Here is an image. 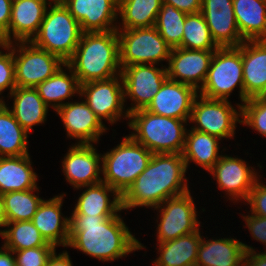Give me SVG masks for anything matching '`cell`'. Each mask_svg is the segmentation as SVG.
Returning a JSON list of instances; mask_svg holds the SVG:
<instances>
[{
	"label": "cell",
	"mask_w": 266,
	"mask_h": 266,
	"mask_svg": "<svg viewBox=\"0 0 266 266\" xmlns=\"http://www.w3.org/2000/svg\"><path fill=\"white\" fill-rule=\"evenodd\" d=\"M119 78L123 81L124 97L128 95L134 102L133 107L124 114L125 118H129L130 113L149 105L168 76L167 68L159 69L153 64H135L122 68Z\"/></svg>",
	"instance_id": "cell-11"
},
{
	"label": "cell",
	"mask_w": 266,
	"mask_h": 266,
	"mask_svg": "<svg viewBox=\"0 0 266 266\" xmlns=\"http://www.w3.org/2000/svg\"><path fill=\"white\" fill-rule=\"evenodd\" d=\"M250 168L242 159L221 155L209 172L217 179L218 187L232 196L231 199L237 201L241 198L246 201L250 190L258 180L257 174Z\"/></svg>",
	"instance_id": "cell-19"
},
{
	"label": "cell",
	"mask_w": 266,
	"mask_h": 266,
	"mask_svg": "<svg viewBox=\"0 0 266 266\" xmlns=\"http://www.w3.org/2000/svg\"><path fill=\"white\" fill-rule=\"evenodd\" d=\"M79 197L72 214L90 215V216H116L122 209L121 195L107 183L100 182L95 185H88ZM114 196L110 202L109 195Z\"/></svg>",
	"instance_id": "cell-25"
},
{
	"label": "cell",
	"mask_w": 266,
	"mask_h": 266,
	"mask_svg": "<svg viewBox=\"0 0 266 266\" xmlns=\"http://www.w3.org/2000/svg\"><path fill=\"white\" fill-rule=\"evenodd\" d=\"M64 66L68 70L70 69V76L60 67L51 77L35 87L44 103L48 107L51 104L55 111L65 104L62 103L63 100L69 99L75 93H80V85L76 75L66 63ZM52 102L56 104H52Z\"/></svg>",
	"instance_id": "cell-32"
},
{
	"label": "cell",
	"mask_w": 266,
	"mask_h": 266,
	"mask_svg": "<svg viewBox=\"0 0 266 266\" xmlns=\"http://www.w3.org/2000/svg\"><path fill=\"white\" fill-rule=\"evenodd\" d=\"M200 12L219 47H238L244 42L235 20L233 0H202Z\"/></svg>",
	"instance_id": "cell-16"
},
{
	"label": "cell",
	"mask_w": 266,
	"mask_h": 266,
	"mask_svg": "<svg viewBox=\"0 0 266 266\" xmlns=\"http://www.w3.org/2000/svg\"><path fill=\"white\" fill-rule=\"evenodd\" d=\"M244 102L266 96V40L244 41L241 44Z\"/></svg>",
	"instance_id": "cell-21"
},
{
	"label": "cell",
	"mask_w": 266,
	"mask_h": 266,
	"mask_svg": "<svg viewBox=\"0 0 266 266\" xmlns=\"http://www.w3.org/2000/svg\"><path fill=\"white\" fill-rule=\"evenodd\" d=\"M13 254V251L2 247L0 249V266H16Z\"/></svg>",
	"instance_id": "cell-47"
},
{
	"label": "cell",
	"mask_w": 266,
	"mask_h": 266,
	"mask_svg": "<svg viewBox=\"0 0 266 266\" xmlns=\"http://www.w3.org/2000/svg\"><path fill=\"white\" fill-rule=\"evenodd\" d=\"M37 175L31 167L29 154L0 157V194L35 189Z\"/></svg>",
	"instance_id": "cell-27"
},
{
	"label": "cell",
	"mask_w": 266,
	"mask_h": 266,
	"mask_svg": "<svg viewBox=\"0 0 266 266\" xmlns=\"http://www.w3.org/2000/svg\"><path fill=\"white\" fill-rule=\"evenodd\" d=\"M129 127L137 133L130 137L153 154H181L186 137L185 120L153 114L140 109L129 114Z\"/></svg>",
	"instance_id": "cell-4"
},
{
	"label": "cell",
	"mask_w": 266,
	"mask_h": 266,
	"mask_svg": "<svg viewBox=\"0 0 266 266\" xmlns=\"http://www.w3.org/2000/svg\"><path fill=\"white\" fill-rule=\"evenodd\" d=\"M8 221L5 215V210H4V201L3 197L0 194V227H6Z\"/></svg>",
	"instance_id": "cell-48"
},
{
	"label": "cell",
	"mask_w": 266,
	"mask_h": 266,
	"mask_svg": "<svg viewBox=\"0 0 266 266\" xmlns=\"http://www.w3.org/2000/svg\"><path fill=\"white\" fill-rule=\"evenodd\" d=\"M29 189L23 191H11L2 194L4 210L8 222L32 220L43 199L39 198Z\"/></svg>",
	"instance_id": "cell-36"
},
{
	"label": "cell",
	"mask_w": 266,
	"mask_h": 266,
	"mask_svg": "<svg viewBox=\"0 0 266 266\" xmlns=\"http://www.w3.org/2000/svg\"><path fill=\"white\" fill-rule=\"evenodd\" d=\"M189 132H186L185 145L181 153L186 167L190 161H193L210 171L221 157L218 155V140L220 139L194 129L189 130Z\"/></svg>",
	"instance_id": "cell-30"
},
{
	"label": "cell",
	"mask_w": 266,
	"mask_h": 266,
	"mask_svg": "<svg viewBox=\"0 0 266 266\" xmlns=\"http://www.w3.org/2000/svg\"><path fill=\"white\" fill-rule=\"evenodd\" d=\"M202 237L199 230L177 239L159 243L160 256L155 266H195Z\"/></svg>",
	"instance_id": "cell-29"
},
{
	"label": "cell",
	"mask_w": 266,
	"mask_h": 266,
	"mask_svg": "<svg viewBox=\"0 0 266 266\" xmlns=\"http://www.w3.org/2000/svg\"><path fill=\"white\" fill-rule=\"evenodd\" d=\"M46 266H72V262L68 253L65 251L62 254L56 255L55 251L48 259Z\"/></svg>",
	"instance_id": "cell-46"
},
{
	"label": "cell",
	"mask_w": 266,
	"mask_h": 266,
	"mask_svg": "<svg viewBox=\"0 0 266 266\" xmlns=\"http://www.w3.org/2000/svg\"><path fill=\"white\" fill-rule=\"evenodd\" d=\"M12 0H0V37L8 44V28L11 19Z\"/></svg>",
	"instance_id": "cell-43"
},
{
	"label": "cell",
	"mask_w": 266,
	"mask_h": 266,
	"mask_svg": "<svg viewBox=\"0 0 266 266\" xmlns=\"http://www.w3.org/2000/svg\"><path fill=\"white\" fill-rule=\"evenodd\" d=\"M214 52L215 50L173 48L168 61V79L190 85L198 91L206 80Z\"/></svg>",
	"instance_id": "cell-14"
},
{
	"label": "cell",
	"mask_w": 266,
	"mask_h": 266,
	"mask_svg": "<svg viewBox=\"0 0 266 266\" xmlns=\"http://www.w3.org/2000/svg\"><path fill=\"white\" fill-rule=\"evenodd\" d=\"M66 64L76 75L79 85L121 75L117 30L82 33L75 52Z\"/></svg>",
	"instance_id": "cell-3"
},
{
	"label": "cell",
	"mask_w": 266,
	"mask_h": 266,
	"mask_svg": "<svg viewBox=\"0 0 266 266\" xmlns=\"http://www.w3.org/2000/svg\"><path fill=\"white\" fill-rule=\"evenodd\" d=\"M233 9L244 41L266 40V0H233Z\"/></svg>",
	"instance_id": "cell-26"
},
{
	"label": "cell",
	"mask_w": 266,
	"mask_h": 266,
	"mask_svg": "<svg viewBox=\"0 0 266 266\" xmlns=\"http://www.w3.org/2000/svg\"><path fill=\"white\" fill-rule=\"evenodd\" d=\"M162 0H118L121 29L150 28L155 26Z\"/></svg>",
	"instance_id": "cell-33"
},
{
	"label": "cell",
	"mask_w": 266,
	"mask_h": 266,
	"mask_svg": "<svg viewBox=\"0 0 266 266\" xmlns=\"http://www.w3.org/2000/svg\"><path fill=\"white\" fill-rule=\"evenodd\" d=\"M186 171L182 154H153L145 170L121 196L122 209L155 208L169 198L189 192Z\"/></svg>",
	"instance_id": "cell-2"
},
{
	"label": "cell",
	"mask_w": 266,
	"mask_h": 266,
	"mask_svg": "<svg viewBox=\"0 0 266 266\" xmlns=\"http://www.w3.org/2000/svg\"><path fill=\"white\" fill-rule=\"evenodd\" d=\"M56 112L64 123L67 136L79 139L78 143H97L100 135L107 130L85 101L66 102Z\"/></svg>",
	"instance_id": "cell-20"
},
{
	"label": "cell",
	"mask_w": 266,
	"mask_h": 266,
	"mask_svg": "<svg viewBox=\"0 0 266 266\" xmlns=\"http://www.w3.org/2000/svg\"><path fill=\"white\" fill-rule=\"evenodd\" d=\"M63 195L43 200L31 220L44 239L55 247H67L69 243L70 217H61L60 212Z\"/></svg>",
	"instance_id": "cell-22"
},
{
	"label": "cell",
	"mask_w": 266,
	"mask_h": 266,
	"mask_svg": "<svg viewBox=\"0 0 266 266\" xmlns=\"http://www.w3.org/2000/svg\"><path fill=\"white\" fill-rule=\"evenodd\" d=\"M239 85L240 98L244 104V83L241 45L219 47L215 50L206 80L200 88V95L210 99H224Z\"/></svg>",
	"instance_id": "cell-7"
},
{
	"label": "cell",
	"mask_w": 266,
	"mask_h": 266,
	"mask_svg": "<svg viewBox=\"0 0 266 266\" xmlns=\"http://www.w3.org/2000/svg\"><path fill=\"white\" fill-rule=\"evenodd\" d=\"M241 112V123L251 126L266 137V96L253 97L237 105Z\"/></svg>",
	"instance_id": "cell-38"
},
{
	"label": "cell",
	"mask_w": 266,
	"mask_h": 266,
	"mask_svg": "<svg viewBox=\"0 0 266 266\" xmlns=\"http://www.w3.org/2000/svg\"><path fill=\"white\" fill-rule=\"evenodd\" d=\"M50 6L31 42L66 63L75 52L83 32L79 22L64 5Z\"/></svg>",
	"instance_id": "cell-6"
},
{
	"label": "cell",
	"mask_w": 266,
	"mask_h": 266,
	"mask_svg": "<svg viewBox=\"0 0 266 266\" xmlns=\"http://www.w3.org/2000/svg\"><path fill=\"white\" fill-rule=\"evenodd\" d=\"M47 1V0H46ZM50 1V0H49ZM52 2H49V6L51 3H54V5H64L68 0H51Z\"/></svg>",
	"instance_id": "cell-49"
},
{
	"label": "cell",
	"mask_w": 266,
	"mask_h": 266,
	"mask_svg": "<svg viewBox=\"0 0 266 266\" xmlns=\"http://www.w3.org/2000/svg\"><path fill=\"white\" fill-rule=\"evenodd\" d=\"M197 95L194 87L167 78L145 110L156 115L189 121Z\"/></svg>",
	"instance_id": "cell-15"
},
{
	"label": "cell",
	"mask_w": 266,
	"mask_h": 266,
	"mask_svg": "<svg viewBox=\"0 0 266 266\" xmlns=\"http://www.w3.org/2000/svg\"><path fill=\"white\" fill-rule=\"evenodd\" d=\"M19 43L17 51L12 45L17 87L35 88L65 64L58 56L35 46L31 41ZM15 51L20 54L15 55Z\"/></svg>",
	"instance_id": "cell-9"
},
{
	"label": "cell",
	"mask_w": 266,
	"mask_h": 266,
	"mask_svg": "<svg viewBox=\"0 0 266 266\" xmlns=\"http://www.w3.org/2000/svg\"><path fill=\"white\" fill-rule=\"evenodd\" d=\"M67 246L102 261H114L143 248L118 214L116 216L72 214Z\"/></svg>",
	"instance_id": "cell-1"
},
{
	"label": "cell",
	"mask_w": 266,
	"mask_h": 266,
	"mask_svg": "<svg viewBox=\"0 0 266 266\" xmlns=\"http://www.w3.org/2000/svg\"><path fill=\"white\" fill-rule=\"evenodd\" d=\"M245 251L244 266H266V251L255 253L254 249L246 244L243 245Z\"/></svg>",
	"instance_id": "cell-45"
},
{
	"label": "cell",
	"mask_w": 266,
	"mask_h": 266,
	"mask_svg": "<svg viewBox=\"0 0 266 266\" xmlns=\"http://www.w3.org/2000/svg\"><path fill=\"white\" fill-rule=\"evenodd\" d=\"M108 80L91 81L80 85V95L85 96V102L97 118L115 123L120 119L125 102L123 81L118 76ZM122 84V85H121Z\"/></svg>",
	"instance_id": "cell-13"
},
{
	"label": "cell",
	"mask_w": 266,
	"mask_h": 266,
	"mask_svg": "<svg viewBox=\"0 0 266 266\" xmlns=\"http://www.w3.org/2000/svg\"><path fill=\"white\" fill-rule=\"evenodd\" d=\"M200 96V101L198 98ZM197 95L191 113V122L197 126L191 129L208 133L222 138H232L235 134L236 122L241 123V112L238 113L228 100L210 99L202 95Z\"/></svg>",
	"instance_id": "cell-10"
},
{
	"label": "cell",
	"mask_w": 266,
	"mask_h": 266,
	"mask_svg": "<svg viewBox=\"0 0 266 266\" xmlns=\"http://www.w3.org/2000/svg\"><path fill=\"white\" fill-rule=\"evenodd\" d=\"M186 15L185 12L165 3L157 15L154 27L172 49L181 45Z\"/></svg>",
	"instance_id": "cell-37"
},
{
	"label": "cell",
	"mask_w": 266,
	"mask_h": 266,
	"mask_svg": "<svg viewBox=\"0 0 266 266\" xmlns=\"http://www.w3.org/2000/svg\"><path fill=\"white\" fill-rule=\"evenodd\" d=\"M117 29L121 68L135 64L169 61L172 48L153 26L150 28ZM120 32V33H119Z\"/></svg>",
	"instance_id": "cell-8"
},
{
	"label": "cell",
	"mask_w": 266,
	"mask_h": 266,
	"mask_svg": "<svg viewBox=\"0 0 266 266\" xmlns=\"http://www.w3.org/2000/svg\"><path fill=\"white\" fill-rule=\"evenodd\" d=\"M28 132L14 118L5 103H0V157L27 155Z\"/></svg>",
	"instance_id": "cell-31"
},
{
	"label": "cell",
	"mask_w": 266,
	"mask_h": 266,
	"mask_svg": "<svg viewBox=\"0 0 266 266\" xmlns=\"http://www.w3.org/2000/svg\"><path fill=\"white\" fill-rule=\"evenodd\" d=\"M0 47L9 50V53L5 54L0 51V94L8 87L11 93L16 88L12 43H3ZM0 103H5L2 98H0Z\"/></svg>",
	"instance_id": "cell-40"
},
{
	"label": "cell",
	"mask_w": 266,
	"mask_h": 266,
	"mask_svg": "<svg viewBox=\"0 0 266 266\" xmlns=\"http://www.w3.org/2000/svg\"><path fill=\"white\" fill-rule=\"evenodd\" d=\"M101 159L92 143L73 145L62 162L67 182L77 189L102 182L99 164Z\"/></svg>",
	"instance_id": "cell-17"
},
{
	"label": "cell",
	"mask_w": 266,
	"mask_h": 266,
	"mask_svg": "<svg viewBox=\"0 0 266 266\" xmlns=\"http://www.w3.org/2000/svg\"><path fill=\"white\" fill-rule=\"evenodd\" d=\"M247 223V227L255 240L266 244V217L248 215L243 216Z\"/></svg>",
	"instance_id": "cell-42"
},
{
	"label": "cell",
	"mask_w": 266,
	"mask_h": 266,
	"mask_svg": "<svg viewBox=\"0 0 266 266\" xmlns=\"http://www.w3.org/2000/svg\"><path fill=\"white\" fill-rule=\"evenodd\" d=\"M64 6L79 22L83 33L118 29L112 24L118 16V0H68Z\"/></svg>",
	"instance_id": "cell-18"
},
{
	"label": "cell",
	"mask_w": 266,
	"mask_h": 266,
	"mask_svg": "<svg viewBox=\"0 0 266 266\" xmlns=\"http://www.w3.org/2000/svg\"><path fill=\"white\" fill-rule=\"evenodd\" d=\"M244 243L230 238L201 239L195 266H244Z\"/></svg>",
	"instance_id": "cell-24"
},
{
	"label": "cell",
	"mask_w": 266,
	"mask_h": 266,
	"mask_svg": "<svg viewBox=\"0 0 266 266\" xmlns=\"http://www.w3.org/2000/svg\"><path fill=\"white\" fill-rule=\"evenodd\" d=\"M55 246H41L14 251L16 266H46Z\"/></svg>",
	"instance_id": "cell-39"
},
{
	"label": "cell",
	"mask_w": 266,
	"mask_h": 266,
	"mask_svg": "<svg viewBox=\"0 0 266 266\" xmlns=\"http://www.w3.org/2000/svg\"><path fill=\"white\" fill-rule=\"evenodd\" d=\"M179 47L191 50H216L219 48L213 40L201 12L186 15L182 41Z\"/></svg>",
	"instance_id": "cell-35"
},
{
	"label": "cell",
	"mask_w": 266,
	"mask_h": 266,
	"mask_svg": "<svg viewBox=\"0 0 266 266\" xmlns=\"http://www.w3.org/2000/svg\"><path fill=\"white\" fill-rule=\"evenodd\" d=\"M166 205L161 207V205ZM155 209H160V223L158 224L157 241L164 243L177 239L186 234L199 230L196 207L190 191L176 197H172L161 203Z\"/></svg>",
	"instance_id": "cell-12"
},
{
	"label": "cell",
	"mask_w": 266,
	"mask_h": 266,
	"mask_svg": "<svg viewBox=\"0 0 266 266\" xmlns=\"http://www.w3.org/2000/svg\"><path fill=\"white\" fill-rule=\"evenodd\" d=\"M14 97L13 110H10L18 123L29 133L33 126L44 123L48 106L36 88L17 87L10 93Z\"/></svg>",
	"instance_id": "cell-28"
},
{
	"label": "cell",
	"mask_w": 266,
	"mask_h": 266,
	"mask_svg": "<svg viewBox=\"0 0 266 266\" xmlns=\"http://www.w3.org/2000/svg\"><path fill=\"white\" fill-rule=\"evenodd\" d=\"M152 155L142 144L125 136L118 146L102 156V182L122 196L145 170Z\"/></svg>",
	"instance_id": "cell-5"
},
{
	"label": "cell",
	"mask_w": 266,
	"mask_h": 266,
	"mask_svg": "<svg viewBox=\"0 0 266 266\" xmlns=\"http://www.w3.org/2000/svg\"><path fill=\"white\" fill-rule=\"evenodd\" d=\"M3 44L2 38H0V46Z\"/></svg>",
	"instance_id": "cell-50"
},
{
	"label": "cell",
	"mask_w": 266,
	"mask_h": 266,
	"mask_svg": "<svg viewBox=\"0 0 266 266\" xmlns=\"http://www.w3.org/2000/svg\"><path fill=\"white\" fill-rule=\"evenodd\" d=\"M47 5L46 0H12L8 44L12 43L11 36L15 42L31 41L39 31L45 12L48 10Z\"/></svg>",
	"instance_id": "cell-23"
},
{
	"label": "cell",
	"mask_w": 266,
	"mask_h": 266,
	"mask_svg": "<svg viewBox=\"0 0 266 266\" xmlns=\"http://www.w3.org/2000/svg\"><path fill=\"white\" fill-rule=\"evenodd\" d=\"M251 207V214L266 217V185L255 182L246 200Z\"/></svg>",
	"instance_id": "cell-41"
},
{
	"label": "cell",
	"mask_w": 266,
	"mask_h": 266,
	"mask_svg": "<svg viewBox=\"0 0 266 266\" xmlns=\"http://www.w3.org/2000/svg\"><path fill=\"white\" fill-rule=\"evenodd\" d=\"M9 228V226H11ZM8 230H0V235L5 239L4 248L18 251L41 246H54L48 243L31 220L8 222Z\"/></svg>",
	"instance_id": "cell-34"
},
{
	"label": "cell",
	"mask_w": 266,
	"mask_h": 266,
	"mask_svg": "<svg viewBox=\"0 0 266 266\" xmlns=\"http://www.w3.org/2000/svg\"><path fill=\"white\" fill-rule=\"evenodd\" d=\"M201 2L202 0H162V3L174 6L186 14L200 12Z\"/></svg>",
	"instance_id": "cell-44"
}]
</instances>
